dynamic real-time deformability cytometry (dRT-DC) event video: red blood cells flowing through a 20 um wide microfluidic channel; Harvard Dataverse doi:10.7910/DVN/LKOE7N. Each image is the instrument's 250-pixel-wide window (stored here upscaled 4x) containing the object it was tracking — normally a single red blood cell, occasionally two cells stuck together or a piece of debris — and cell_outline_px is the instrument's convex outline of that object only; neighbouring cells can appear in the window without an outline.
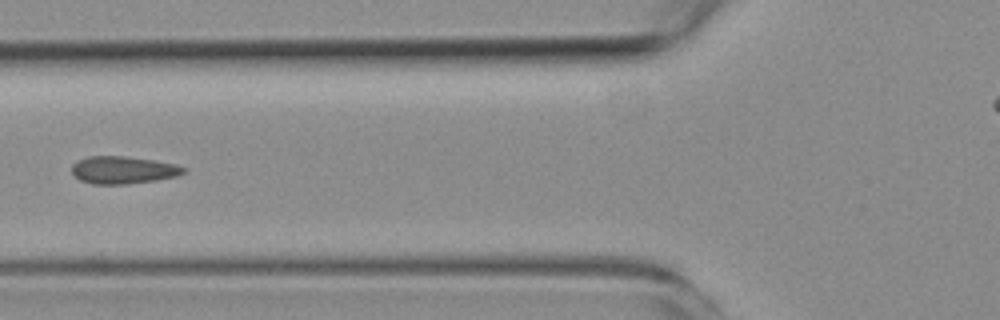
{"species": "common noctule bat (a hibernating species)", "species_latin": "Nyctalus noctula", "temperature_condition": "room temperature", "stored_images_in_passage": 8, "camera_frame_rate_fps": 3000, "um_per_image_px": 0.085, "animal": {"sex": "female", "body_mass_g": 19.3, "forearm_length_mm": 54.1}, "frame": {"image": 1, "passage_image": 7, "time_ms": 8.0, "image_size_px": [1000, 320], "cell_outline_px": [[188, 168], [184, 172], [176, 176], [156, 180], [128, 184], [92, 184], [80, 180], [72, 172], [72, 164], [76, 160], [88, 156], [124, 156], [156, 160], [176, 164]], "centroid_in_image_um": [10.47, 14.44], "position_along_channel_um": 115.3, "area_um2": 18.03}}
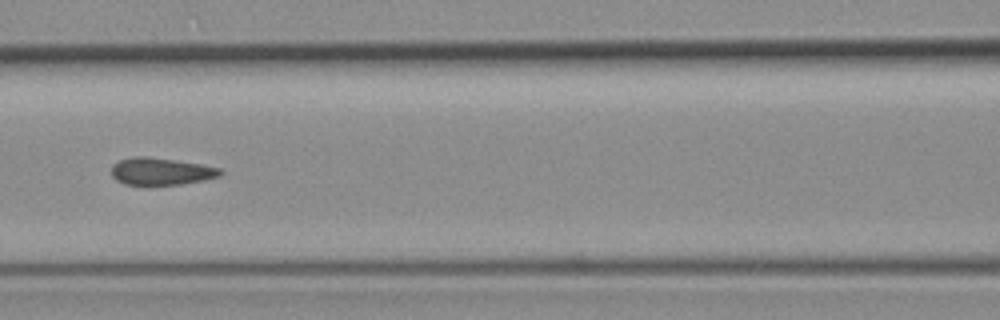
{"frame": {"image": 2, "passage_image": 8, "time_ms": 9.0, "image_size_px": [1000, 320], "cell_outline_px": [[224, 172], [220, 176], [204, 180], [180, 184], [148, 188], [124, 184], [116, 180], [112, 176], [112, 164], [120, 160], [132, 156], [148, 156], [200, 164], [220, 168]], "centroid_in_image_um": [13.64, 14.61], "position_along_channel_um": 153.0, "area_um2": 17.98}}